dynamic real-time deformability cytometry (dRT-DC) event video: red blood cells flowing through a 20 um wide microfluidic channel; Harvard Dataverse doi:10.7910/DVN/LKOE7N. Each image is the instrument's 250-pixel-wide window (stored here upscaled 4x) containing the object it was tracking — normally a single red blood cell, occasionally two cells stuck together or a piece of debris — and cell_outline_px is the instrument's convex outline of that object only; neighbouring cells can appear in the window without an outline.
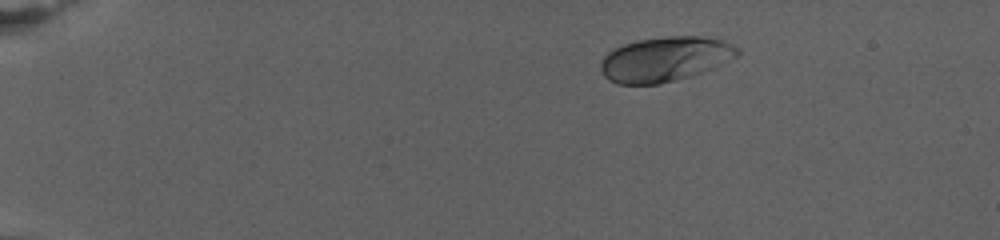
{"species": "human", "species_latin": "Homo sapiens", "temperature_condition": "warm", "stored_images_in_passage": 22, "camera_frame_rate_fps": 3000, "um_per_image_px": 0.085, "donor": {"sex": "female"}, "frame": {"image": 1, "passage_image": 1, "time_ms": 0.0, "image_size_px": [1000, 240], "cell_outline_px": [[740, 56], [716, 68], [692, 76], [660, 84], [616, 84], [608, 80], [604, 76], [600, 68], [600, 60], [608, 52], [624, 44], [640, 40], [664, 36], [700, 36], [724, 40], [732, 44], [740, 52]], "centroid_in_image_um": [56.57, 5.04], "position_along_channel_um": 28.4, "area_um2": 36.13}}
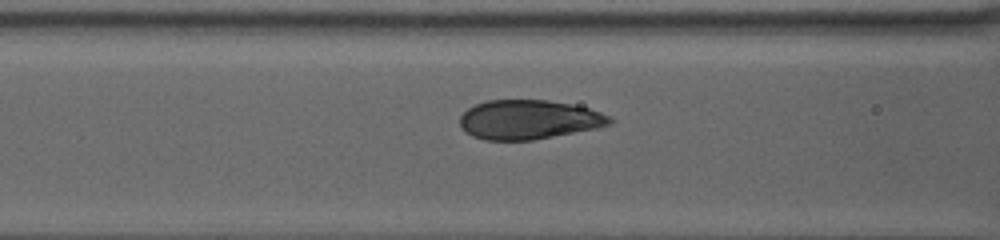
{"frame": {"image": 2, "passage_image": 15, "time_ms": 7.333, "image_size_px": [1000, 240], "cell_outline_px": [[612, 124], [596, 128], [532, 140], [484, 140], [472, 136], [464, 132], [460, 124], [460, 116], [468, 108], [476, 104], [488, 100], [548, 100], [588, 108], [600, 112], [608, 116], [612, 120]], "centroid_in_image_um": [44.9, 10.17], "position_along_channel_um": 121.7, "area_um2": 34.1}}
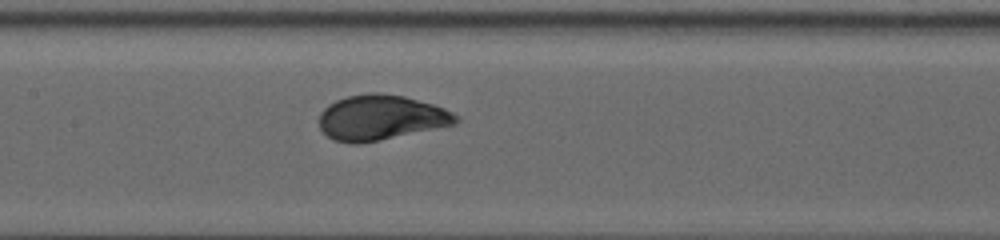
{"frame": {"image": 3, "passage_image": 21, "time_ms": 9.333, "image_size_px": [1000, 240], "cell_outline_px": [[460, 120], [456, 124], [380, 140], [356, 144], [352, 144], [332, 140], [320, 128], [320, 112], [328, 104], [336, 100], [348, 96], [368, 92], [380, 92], [404, 96], [432, 104], [444, 108], [460, 116]], "centroid_in_image_um": [32.37, 9.99], "position_along_channel_um": 175.0, "area_um2": 36.07}}